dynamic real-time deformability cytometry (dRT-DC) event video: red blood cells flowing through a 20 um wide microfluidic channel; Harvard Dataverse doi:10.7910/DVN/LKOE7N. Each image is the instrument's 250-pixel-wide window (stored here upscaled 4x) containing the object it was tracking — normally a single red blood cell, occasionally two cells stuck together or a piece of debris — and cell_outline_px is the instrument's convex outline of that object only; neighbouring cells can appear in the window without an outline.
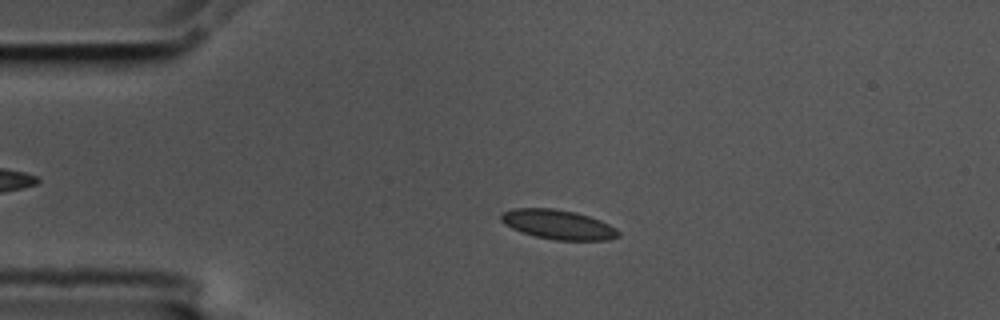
{"species": "common noctule bat (a hibernating species)", "species_latin": "Nyctalus noctula", "temperature_condition": "cold", "stored_images_in_passage": 53, "camera_frame_rate_fps": 3000, "um_per_image_px": 0.085, "animal": {"sex": "male", "body_mass_g": 17.5, "forearm_length_mm": 52.3}, "frame": {"image": 1, "passage_image": 9, "time_ms": 2.667, "image_size_px": [1000, 320], "cell_outline_px": [[620, 236], [608, 240], [556, 240], [536, 236], [520, 232], [512, 228], [500, 220], [500, 216], [504, 212], [512, 208], [552, 208], [576, 212], [600, 220], [616, 228], [620, 232]], "centroid_in_image_um": [47.45, 19.08], "position_along_channel_um": 37.6, "area_um2": 20.11}}
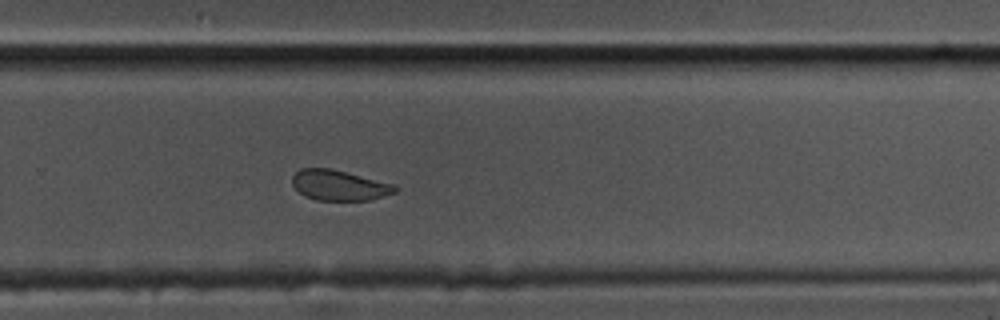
{"frame": {"image": 2, "passage_image": 34, "time_ms": 11.0, "image_size_px": [1000, 320], "cell_outline_px": [[396, 192], [372, 200], [316, 200], [304, 196], [292, 184], [292, 176], [300, 168], [332, 168], [396, 184]], "centroid_in_image_um": [28.85, 15.74], "position_along_channel_um": 301.0, "area_um2": 18.38}}
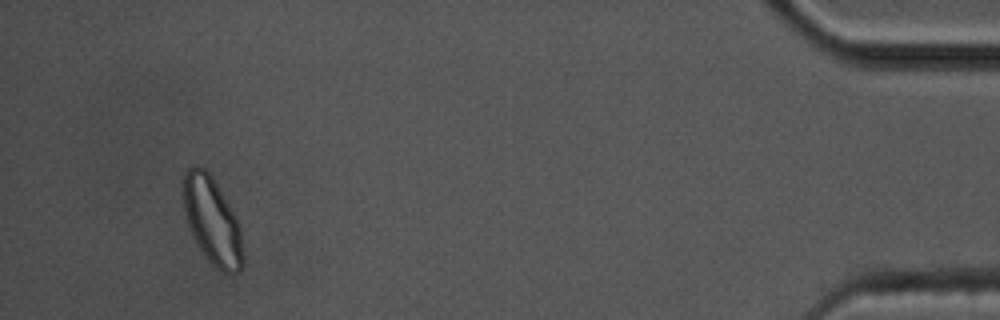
{"frame": {"image": 3, "passage_image": 50, "time_ms": 16.333, "image_size_px": [1000, 320], "cell_outline_px": [[244, 264], [240, 272], [232, 276], [228, 276], [220, 272], [204, 256], [188, 224], [184, 212], [184, 172], [192, 164], [196, 164], [204, 168], [208, 172], [216, 184], [240, 224], [244, 256]], "centroid_in_image_um": [18.08, 18.85], "position_along_channel_um": 417.1, "area_um2": 30.4}, "authors_computed_cell_mechanics": {"area_um2": 19.7676, "velocity_mm_per_s": 3.5316, "shape_relaxation_time_tau1_ms": 8.9364, "shape_relaxation_time_tau2_ms": 1.6039, "deformation_change_tau1": 0.1152, "deformation_change_tau2": 0.0514}}